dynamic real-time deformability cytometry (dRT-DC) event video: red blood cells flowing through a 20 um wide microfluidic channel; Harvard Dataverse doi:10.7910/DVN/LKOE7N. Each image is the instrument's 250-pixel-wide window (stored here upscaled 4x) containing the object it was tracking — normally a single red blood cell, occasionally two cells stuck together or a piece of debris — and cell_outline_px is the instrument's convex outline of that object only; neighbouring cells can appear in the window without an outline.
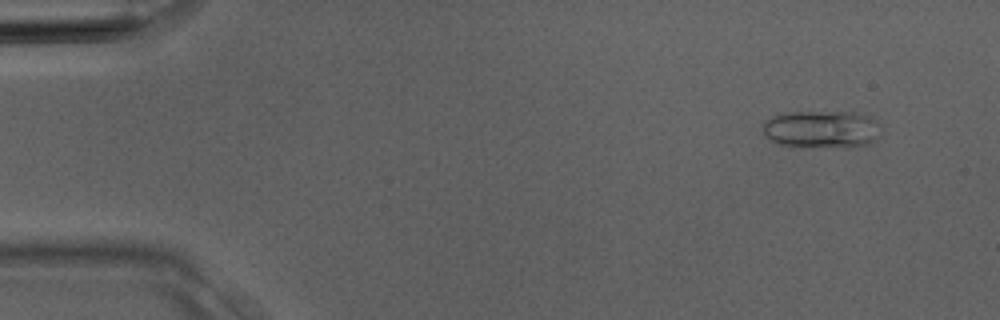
{"species": "Egyptian fruit bat (a non-hibernating species)", "species_latin": "Rousettus aegyptiacus", "temperature_condition": "room temperature", "stored_images_in_passage": 3, "camera_frame_rate_fps": 3000, "um_per_image_px": 0.085, "animal": {"sex": "male"}, "frame": {"image": 1, "passage_image": 1, "time_ms": 0.0, "image_size_px": [1000, 320], "cell_outline_px": [[876, 136], [868, 144], [780, 144], [772, 140], [764, 132], [764, 124], [772, 116], [784, 112], [852, 112], [872, 116], [876, 120]], "centroid_in_image_um": [69.79, 10.9], "position_along_channel_um": 15.2, "area_um2": 23.99}}